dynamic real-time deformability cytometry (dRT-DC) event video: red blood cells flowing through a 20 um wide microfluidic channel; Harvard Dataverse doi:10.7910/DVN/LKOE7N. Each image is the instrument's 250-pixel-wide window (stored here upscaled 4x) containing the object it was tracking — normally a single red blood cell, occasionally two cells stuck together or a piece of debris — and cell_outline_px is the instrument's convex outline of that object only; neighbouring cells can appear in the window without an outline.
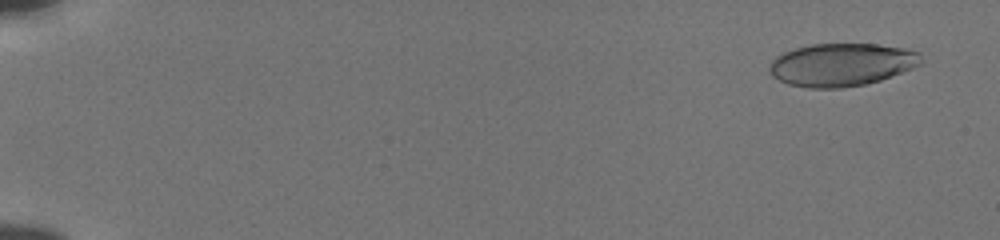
{"species": "human", "species_latin": "Homo sapiens", "temperature_condition": "cold", "stored_images_in_passage": 55, "camera_frame_rate_fps": 3000, "um_per_image_px": 0.085, "donor": {"sex": "male"}, "frame": {"image": 1, "passage_image": 3, "time_ms": 0.667, "image_size_px": [1000, 240], "cell_outline_px": [[924, 64], [880, 80], [864, 84], [840, 88], [808, 88], [788, 84], [772, 76], [768, 68], [768, 64], [776, 56], [784, 52], [796, 48], [812, 44], [876, 44], [904, 48], [920, 52], [924, 60]], "centroid_in_image_um": [71.56, 5.49], "position_along_channel_um": 13.4, "area_um2": 38.09}}
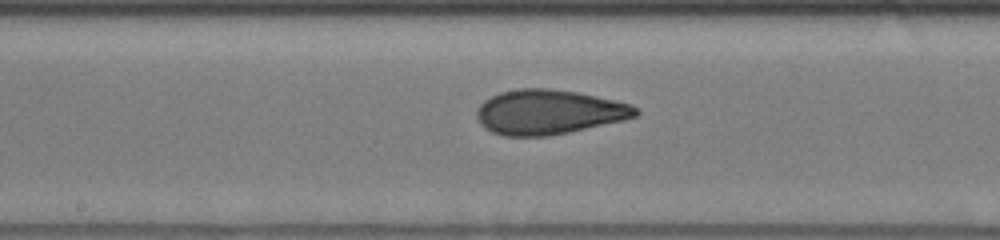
{"frame": {"image": 2, "passage_image": 31, "time_ms": 10.0, "image_size_px": [1000, 240], "cell_outline_px": [[640, 112], [636, 116], [624, 120], [568, 132], [548, 136], [504, 136], [492, 132], [484, 128], [480, 124], [476, 116], [476, 112], [480, 104], [484, 100], [500, 92], [520, 88], [548, 88], [576, 92], [596, 96], [632, 104], [640, 108]], "centroid_in_image_um": [46.64, 9.52], "position_along_channel_um": 201.6, "area_um2": 41.44}}
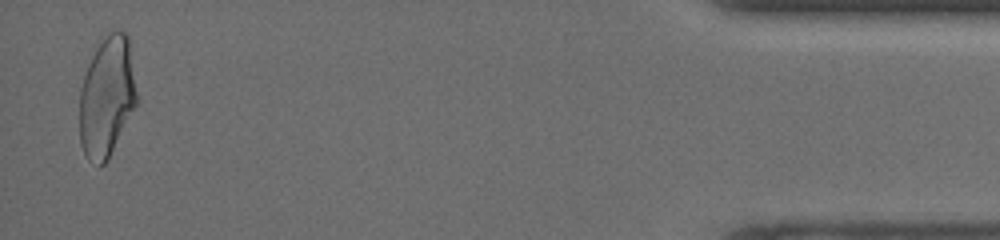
{"frame": {"image": 3, "passage_image": 54, "time_ms": 17.667, "image_size_px": [1000, 240], "cell_outline_px": [[136, 104], [108, 160], [104, 164], [100, 164], [88, 160], [80, 144], [80, 88], [84, 72], [104, 32], [124, 32], [128, 36], [136, 92]], "centroid_in_image_um": [9.06, 8.21], "position_along_channel_um": 426.1, "area_um2": 39.82}, "authors_computed_cell_mechanics": {"area_um2": 39.4774, "velocity_mm_per_s": 3.855, "shape_relaxation_time_tau1_ms": 6.2161, "shape_relaxation_time_tau2_ms": 1.3459, "deformation_change_tau1": 0.1829, "deformation_change_tau2": 0.0771}}